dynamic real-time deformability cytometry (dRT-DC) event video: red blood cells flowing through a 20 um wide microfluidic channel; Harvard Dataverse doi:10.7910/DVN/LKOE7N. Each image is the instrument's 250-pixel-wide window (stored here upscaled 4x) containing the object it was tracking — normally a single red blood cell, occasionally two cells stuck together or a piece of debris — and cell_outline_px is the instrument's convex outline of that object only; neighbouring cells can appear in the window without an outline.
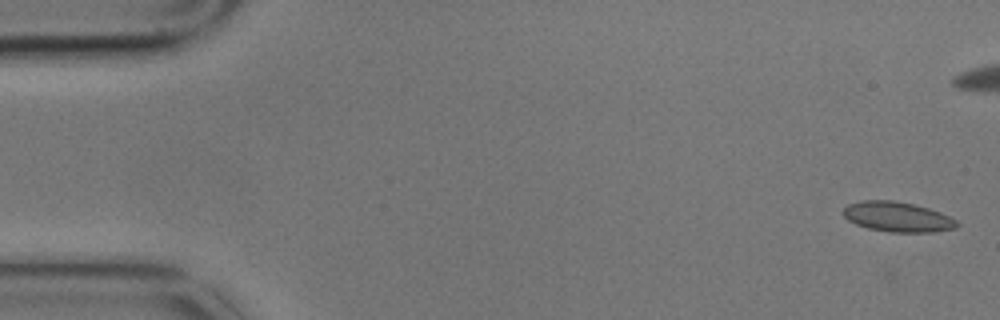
{"species": "common noctule bat (a hibernating species)", "species_latin": "Nyctalus noctula", "temperature_condition": "cold", "stored_images_in_passage": 6, "camera_frame_rate_fps": 3000, "um_per_image_px": 0.085, "animal": {"sex": "male", "body_mass_g": 17.9}, "frame": {"image": 1, "passage_image": 1, "time_ms": 0.0, "image_size_px": [1000, 320], "cell_outline_px": [[960, 224], [956, 228], [936, 232], [888, 232], [868, 228], [856, 224], [848, 220], [840, 212], [848, 204], [860, 200], [892, 200], [912, 204], [928, 208], [940, 212], [956, 220]], "centroid_in_image_um": [76.27, 18.43], "position_along_channel_um": 8.7, "area_um2": 20.0}}